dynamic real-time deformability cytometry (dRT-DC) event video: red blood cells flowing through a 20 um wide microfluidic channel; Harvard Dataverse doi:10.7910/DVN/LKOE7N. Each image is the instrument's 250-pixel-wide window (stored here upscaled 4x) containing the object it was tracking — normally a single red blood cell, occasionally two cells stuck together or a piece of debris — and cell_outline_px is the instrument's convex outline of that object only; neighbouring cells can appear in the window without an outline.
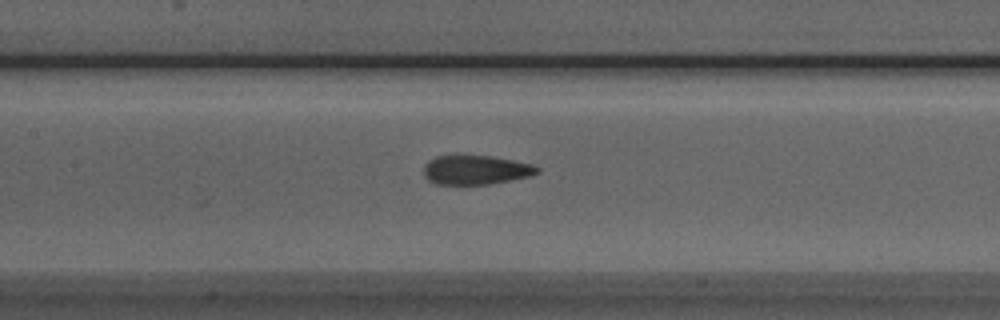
{"species": "Egyptian fruit bat (a non-hibernating species)", "species_latin": "Rousettus aegyptiacus", "temperature_condition": "room temperature", "stored_images_in_passage": 36, "camera_frame_rate_fps": 3000, "um_per_image_px": 0.085, "animal": {"sex": "male"}, "frame": {"image": 1, "passage_image": 14, "time_ms": 4.333, "image_size_px": [1000, 320], "cell_outline_px": [[540, 172], [532, 176], [488, 184], [436, 184], [428, 180], [424, 176], [424, 164], [428, 160], [436, 156], [452, 152], [492, 156], [532, 164], [540, 168]], "centroid_in_image_um": [40.39, 14.39], "position_along_channel_um": 167.0, "area_um2": 20.11}}
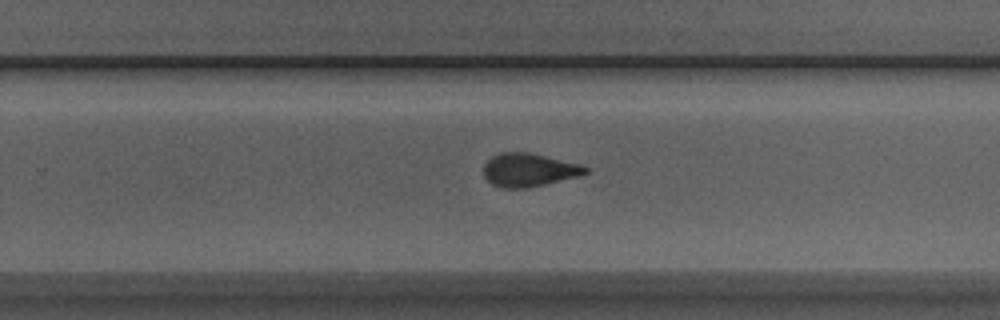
{"frame": {"image": 2, "passage_image": 23, "time_ms": 7.333, "image_size_px": [1000, 320], "cell_outline_px": [[588, 172], [580, 176], [528, 188], [504, 188], [492, 184], [484, 176], [484, 164], [492, 156], [500, 152], [528, 152], [580, 164], [588, 168]], "centroid_in_image_um": [44.95, 14.45], "position_along_channel_um": 284.9, "area_um2": 19.71}}
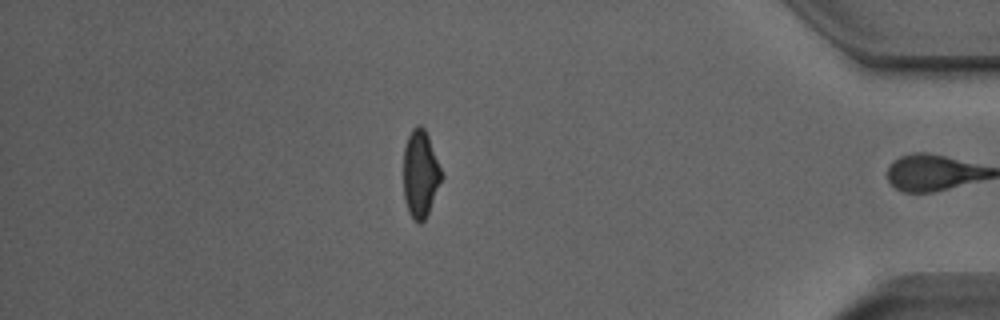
{"frame": {"image": 3, "passage_image": 35, "time_ms": 11.333, "image_size_px": [1000, 320], "cell_outline_px": [[444, 176], [428, 212], [424, 220], [420, 224], [416, 224], [412, 220], [408, 212], [404, 200], [404, 148], [408, 136], [412, 128], [416, 124], [420, 124], [424, 128], [428, 136]], "centroid_in_image_um": [35.73, 14.8], "position_along_channel_um": 399.5, "area_um2": 19.54}, "authors_computed_cell_mechanics": {"area_um2": 20.3167, "velocity_mm_per_s": 3.9465, "shape_relaxation_time_tau1_ms": 5.3595, "shape_relaxation_time_tau2_ms": 1.3251, "deformation_change_tau1": 0.1647, "deformation_change_tau2": 0.0828}}